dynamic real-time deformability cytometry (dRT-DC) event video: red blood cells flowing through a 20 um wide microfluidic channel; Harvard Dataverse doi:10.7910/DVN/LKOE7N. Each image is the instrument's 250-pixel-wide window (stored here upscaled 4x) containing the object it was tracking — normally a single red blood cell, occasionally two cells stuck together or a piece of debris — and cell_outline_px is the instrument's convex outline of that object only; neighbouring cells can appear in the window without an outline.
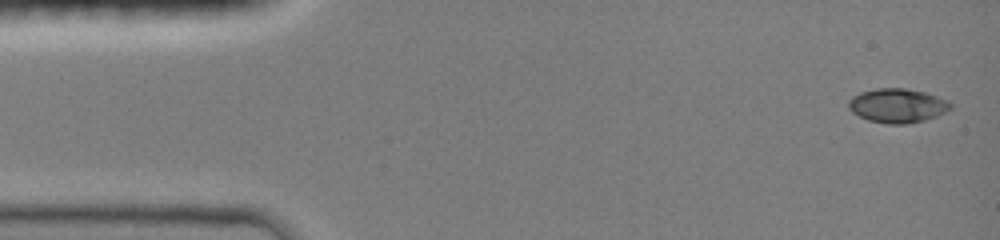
{"species": "common noctule bat (a hibernating species)", "species_latin": "Nyctalus noctula", "temperature_condition": "room temperature", "stored_images_in_passage": 7, "camera_frame_rate_fps": 3000, "um_per_image_px": 0.085, "animal": {"sex": "female", "body_mass_g": 19.0, "forearm_length_mm": 51.5}, "frame": {"image": 1, "passage_image": 1, "time_ms": 0.0, "image_size_px": [1000, 240], "cell_outline_px": [[952, 108], [936, 116], [924, 120], [908, 124], [888, 124], [868, 120], [852, 112], [848, 108], [848, 100], [852, 96], [860, 92], [876, 88], [904, 88], [924, 92], [948, 100], [952, 104]], "centroid_in_image_um": [76.26, 8.97], "position_along_channel_um": 8.7, "area_um2": 20.35}}
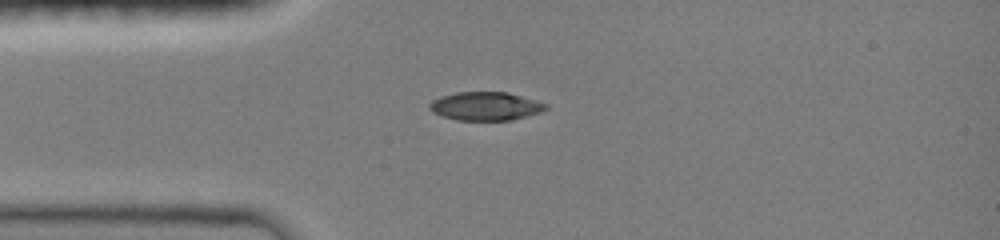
{"frame": {"image": 2, "passage_image": 5, "time_ms": 3.333, "image_size_px": [1000, 240], "cell_outline_px": [[548, 108], [540, 112], [512, 120], [456, 120], [432, 112], [428, 108], [428, 104], [432, 100], [440, 96], [456, 92], [508, 92], [536, 100], [548, 104]], "centroid_in_image_um": [41.26, 9.02], "position_along_channel_um": 43.7, "area_um2": 19.36}}
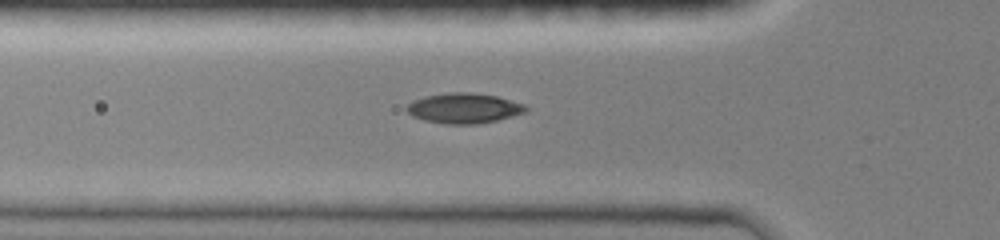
{"frame": {"image": 3, "passage_image": 7, "time_ms": 4.667, "image_size_px": [1000, 240], "cell_outline_px": [[528, 112], [496, 120], [476, 124], [444, 124], [424, 120], [412, 116], [404, 108], [412, 100], [424, 96], [448, 92], [468, 92], [496, 96], [524, 104], [528, 108]], "centroid_in_image_um": [39.41, 9.19], "position_along_channel_um": 86.4, "area_um2": 21.04}}